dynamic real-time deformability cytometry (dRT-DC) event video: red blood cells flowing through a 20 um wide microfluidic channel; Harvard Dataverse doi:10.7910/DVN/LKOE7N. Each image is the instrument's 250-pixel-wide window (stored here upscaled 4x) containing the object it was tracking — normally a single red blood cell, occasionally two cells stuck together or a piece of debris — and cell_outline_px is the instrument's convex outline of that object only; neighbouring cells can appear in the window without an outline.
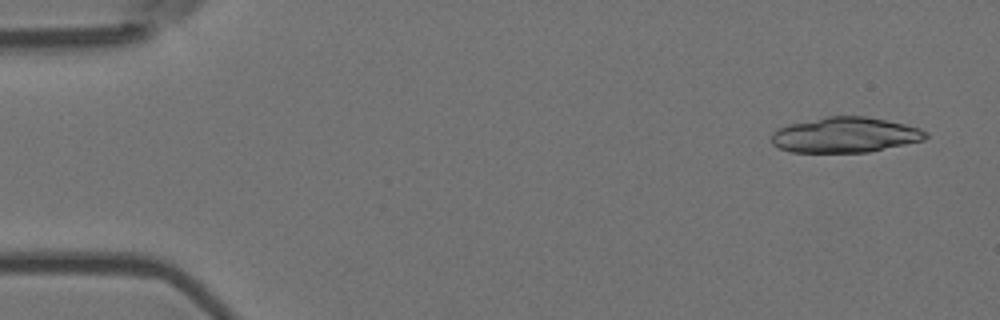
{"species": "Egyptian fruit bat (a non-hibernating species)", "species_latin": "Rousettus aegyptiacus", "temperature_condition": "room temperature", "stored_images_in_passage": 4, "camera_frame_rate_fps": 3000, "um_per_image_px": 0.085, "animal": {"sex": "female"}, "frame": {"image": 1, "passage_image": 1, "time_ms": 0.0, "image_size_px": [1000, 320], "cell_outline_px": [[928, 136], [924, 140], [868, 152], [792, 152], [780, 148], [772, 144], [772, 132], [788, 124], [828, 116], [864, 116], [904, 124], [920, 128], [928, 132]], "centroid_in_image_um": [71.84, 11.47], "position_along_channel_um": 13.2, "area_um2": 31.56}}